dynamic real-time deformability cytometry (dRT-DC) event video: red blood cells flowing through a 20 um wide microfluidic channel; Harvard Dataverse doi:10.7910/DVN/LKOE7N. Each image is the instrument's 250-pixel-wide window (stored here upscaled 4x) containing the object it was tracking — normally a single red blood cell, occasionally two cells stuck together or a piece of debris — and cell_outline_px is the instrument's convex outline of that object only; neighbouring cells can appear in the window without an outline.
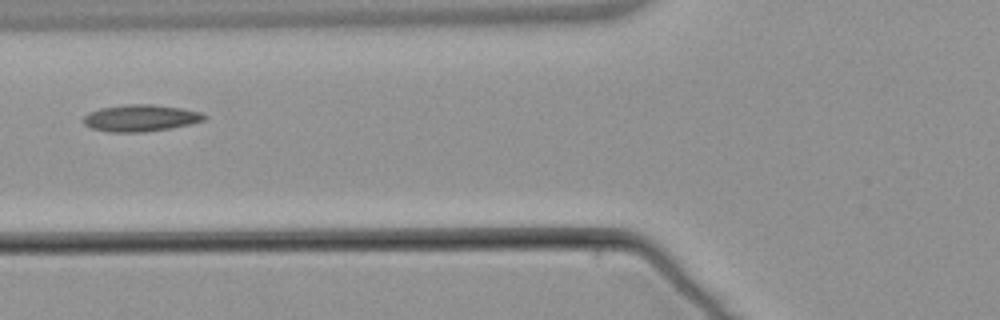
{"species": "common noctule bat (a hibernating species)", "species_latin": "Nyctalus noctula", "temperature_condition": "warm", "stored_images_in_passage": 5, "camera_frame_rate_fps": 3000, "um_per_image_px": 0.085, "animal": {"sex": "male", "body_mass_g": 21.5, "forearm_length_mm": 52.0}, "frame": {"image": 1, "passage_image": 5, "time_ms": 5.333, "image_size_px": [1000, 320], "cell_outline_px": [[208, 116], [204, 120], [192, 124], [144, 132], [108, 132], [92, 128], [84, 124], [84, 116], [88, 112], [100, 108], [124, 104], [152, 104], [184, 108], [200, 112]], "centroid_in_image_um": [11.96, 10.02], "position_along_channel_um": 113.8, "area_um2": 18.96}}